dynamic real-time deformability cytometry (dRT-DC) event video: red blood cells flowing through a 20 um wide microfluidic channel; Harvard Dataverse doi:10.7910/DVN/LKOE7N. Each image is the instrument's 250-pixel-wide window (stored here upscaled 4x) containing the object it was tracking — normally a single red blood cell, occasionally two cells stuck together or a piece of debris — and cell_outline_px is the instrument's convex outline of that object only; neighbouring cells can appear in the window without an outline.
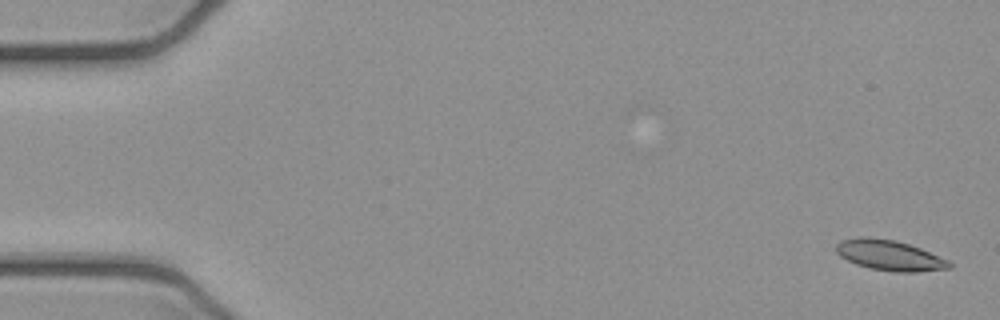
{"species": "common noctule bat (a hibernating species)", "species_latin": "Nyctalus noctula", "temperature_condition": "cold", "stored_images_in_passage": 6, "camera_frame_rate_fps": 3000, "um_per_image_px": 0.085, "animal": {"sex": "female", "body_mass_g": 21.9}, "frame": {"image": 1, "passage_image": 1, "time_ms": 0.0, "image_size_px": [1000, 320], "cell_outline_px": [[952, 268], [916, 272], [892, 272], [868, 268], [856, 264], [840, 256], [836, 252], [836, 244], [840, 240], [896, 240], [920, 248], [948, 260], [952, 264]], "centroid_in_image_um": [75.68, 21.76], "position_along_channel_um": 9.3, "area_um2": 19.31}}